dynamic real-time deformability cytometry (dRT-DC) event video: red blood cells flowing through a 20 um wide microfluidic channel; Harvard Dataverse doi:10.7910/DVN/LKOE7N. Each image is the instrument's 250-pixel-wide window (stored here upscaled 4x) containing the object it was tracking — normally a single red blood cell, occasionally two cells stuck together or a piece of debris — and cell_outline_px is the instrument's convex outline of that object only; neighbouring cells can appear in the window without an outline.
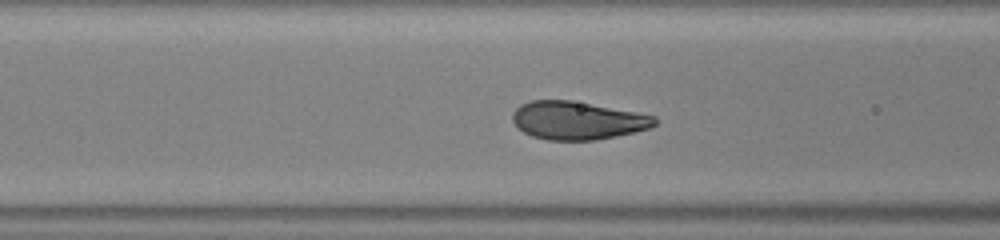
{"species": "human", "species_latin": "Homo sapiens", "temperature_condition": "warm", "stored_images_in_passage": 50, "camera_frame_rate_fps": 3000, "um_per_image_px": 0.085, "donor": {"sex": "male"}, "frame": {"image": 1, "passage_image": 18, "time_ms": 5.667, "image_size_px": [1000, 240], "cell_outline_px": [[656, 124], [648, 128], [616, 136], [596, 140], [548, 140], [532, 136], [516, 128], [512, 120], [512, 112], [520, 104], [532, 100], [572, 100], [636, 112], [656, 116]], "centroid_in_image_um": [49.03, 10.23], "position_along_channel_um": 117.6, "area_um2": 31.62}}
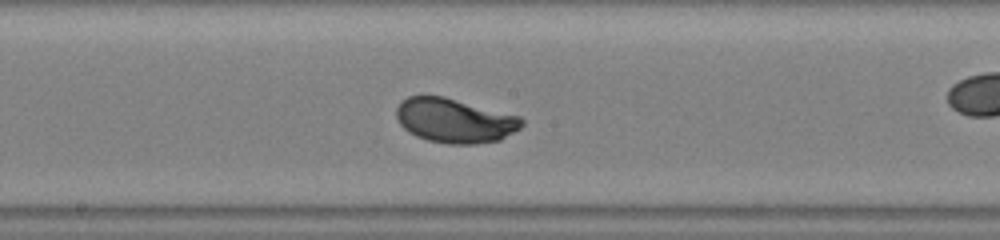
{"frame": {"image": 2, "passage_image": 25, "time_ms": 8.0, "image_size_px": [1000, 240], "cell_outline_px": [[524, 124], [520, 128], [500, 140], [476, 144], [448, 144], [428, 140], [416, 136], [408, 132], [400, 124], [396, 116], [396, 108], [400, 100], [408, 96], [444, 96], [520, 116], [524, 120]], "centroid_in_image_um": [38.64, 10.24], "position_along_channel_um": 209.6, "area_um2": 32.6}}
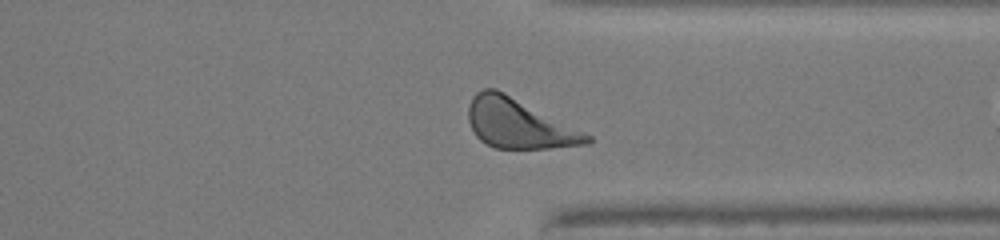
{"frame": {"image": 3, "passage_image": 37, "time_ms": 12.0, "image_size_px": [1000, 240], "cell_outline_px": [[592, 140], [588, 144], [548, 148], [496, 148], [480, 140], [476, 136], [468, 120], [468, 104], [472, 96], [476, 92], [484, 88], [496, 88], [592, 136]], "centroid_in_image_um": [44.06, 10.5], "position_along_channel_um": 367.3, "area_um2": 33.81}, "authors_computed_cell_mechanics": {"area_um2": 32.2235, "velocity_mm_per_s": 3.9495, "shape_relaxation_time_tau1_ms": 2.1904, "shape_relaxation_time_tau2_ms": null, "deformation_change_tau1": 0.1537, "deformation_change_tau2": null}}